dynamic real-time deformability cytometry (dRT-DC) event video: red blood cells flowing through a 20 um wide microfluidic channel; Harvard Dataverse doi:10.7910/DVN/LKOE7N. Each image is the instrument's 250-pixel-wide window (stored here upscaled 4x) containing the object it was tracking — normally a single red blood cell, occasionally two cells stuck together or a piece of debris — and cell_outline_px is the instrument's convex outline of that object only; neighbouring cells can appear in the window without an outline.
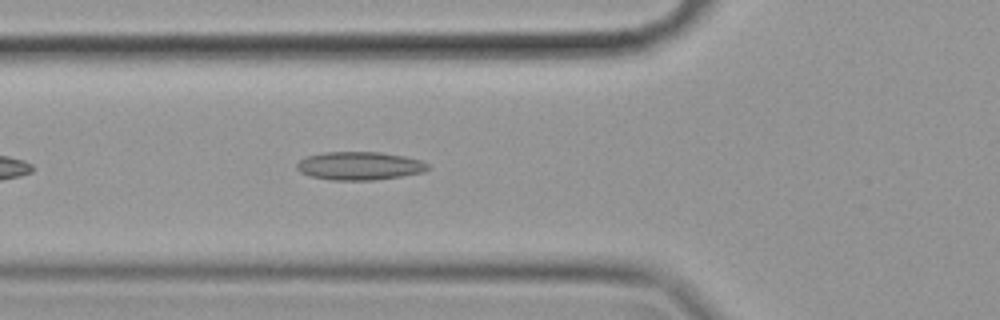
{"species": "common noctule bat (a hibernating species)", "species_latin": "Nyctalus noctula", "temperature_condition": "cold", "stored_images_in_passage": 35, "camera_frame_rate_fps": 3000, "um_per_image_px": 0.085, "animal": {"sex": "female", "body_mass_g": 19.9}, "frame": {"image": 1, "passage_image": 8, "time_ms": 2.333, "image_size_px": [1000, 320], "cell_outline_px": [[428, 168], [424, 172], [376, 180], [332, 180], [308, 176], [300, 172], [296, 168], [296, 164], [300, 160], [308, 156], [324, 152], [380, 152], [404, 156], [420, 160], [428, 164]], "centroid_in_image_um": [30.53, 14.1], "position_along_channel_um": 95.3, "area_um2": 21.56}}
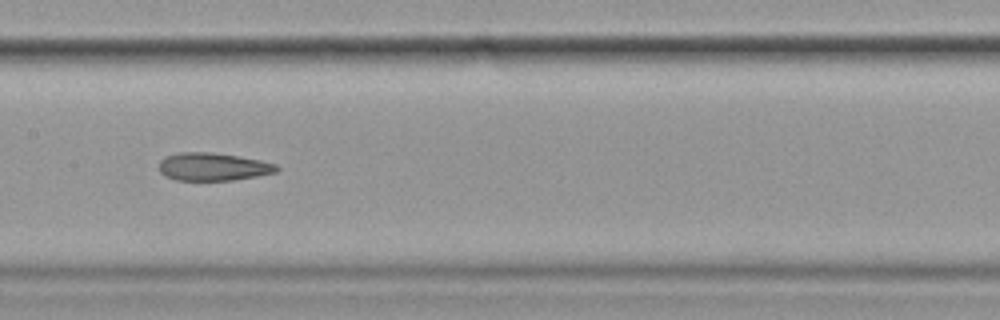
{"frame": {"image": 2, "passage_image": 16, "time_ms": 5.0, "image_size_px": [1000, 320], "cell_outline_px": [[280, 168], [276, 172], [256, 176], [232, 180], [176, 180], [164, 176], [160, 172], [160, 160], [164, 156], [180, 152], [212, 152], [260, 160], [276, 164]], "centroid_in_image_um": [18.08, 14.17], "position_along_channel_um": 189.3, "area_um2": 19.07}}
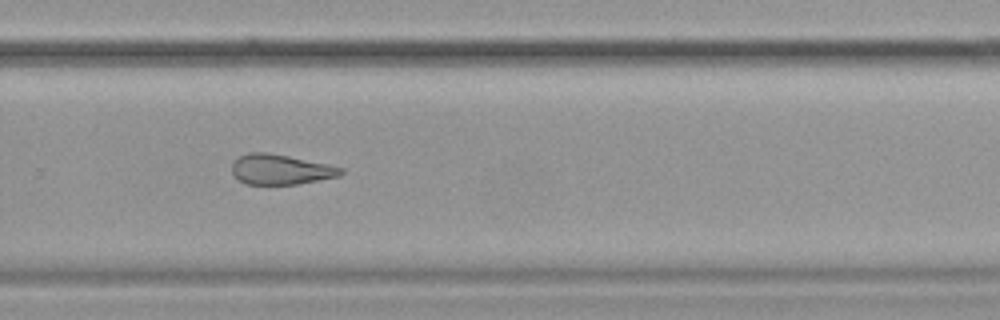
{"frame": {"image": 3, "passage_image": 26, "time_ms": 8.333, "image_size_px": [1000, 320], "cell_outline_px": [[344, 172], [340, 176], [296, 184], [244, 184], [232, 172], [232, 164], [240, 156], [248, 152], [268, 152], [328, 164], [344, 168]], "centroid_in_image_um": [23.87, 14.4], "position_along_channel_um": 305.9, "area_um2": 19.02}, "authors_computed_cell_mechanics": {"area_um2": 20.23, "velocity_mm_per_s": 3.5133, "shape_relaxation_time_tau1_ms": null, "shape_relaxation_time_tau2_ms": 3.9191, "deformation_change_tau1": null, "deformation_change_tau2": 0.1363}}